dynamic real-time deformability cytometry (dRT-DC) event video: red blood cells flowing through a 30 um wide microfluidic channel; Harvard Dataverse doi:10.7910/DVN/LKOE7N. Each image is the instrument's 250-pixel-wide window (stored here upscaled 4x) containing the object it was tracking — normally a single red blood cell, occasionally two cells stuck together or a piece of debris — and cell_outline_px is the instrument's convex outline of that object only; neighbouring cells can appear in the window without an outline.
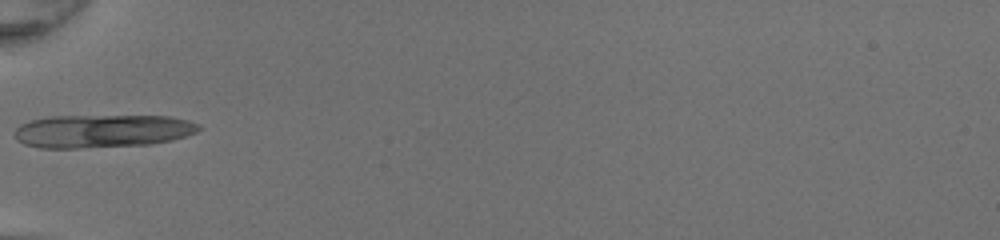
{"species": "common noctule bat (a hibernating species)", "species_latin": "Nyctalus noctula", "temperature_condition": "room temperature", "stored_images_in_passage": 30, "camera_frame_rate_fps": 3000, "um_per_image_px": 0.085, "animal": {"sex": "female", "body_mass_g": 20.0, "forearm_length_mm": 54.0}, "frame": {"image": 1, "passage_image": 1, "time_ms": 0.0, "image_size_px": [1000, 240], "cell_outline_px": [[200, 128], [196, 132], [172, 140], [152, 144], [80, 148], [40, 148], [24, 144], [16, 140], [12, 132], [20, 124], [28, 120], [48, 116], [168, 116], [188, 120], [200, 124]], "centroid_in_image_um": [8.63, 11.14], "position_along_channel_um": 76.4, "area_um2": 35.89}}
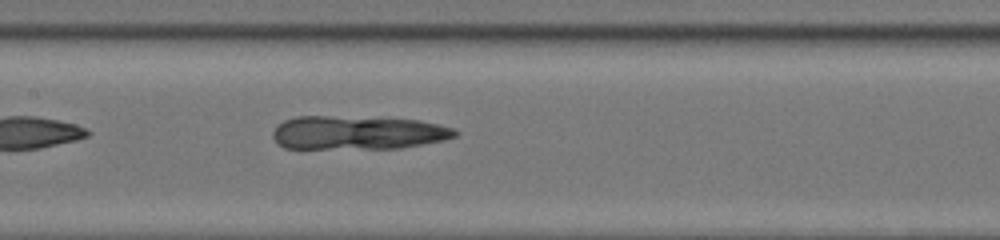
{"frame": {"image": 2, "passage_image": 8, "time_ms": 2.333, "image_size_px": [1000, 240], "cell_outline_px": [[460, 132], [456, 136], [444, 140], [400, 148], [284, 148], [276, 144], [272, 136], [272, 132], [284, 120], [296, 116], [328, 116], [420, 120], [452, 128]], "centroid_in_image_um": [30.38, 11.28], "position_along_channel_um": 177.0, "area_um2": 35.55}}
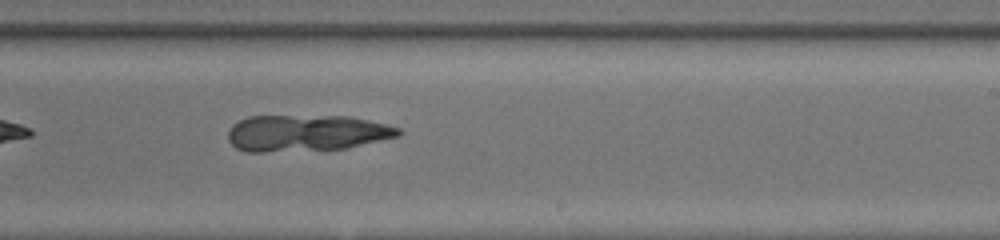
{"frame": {"image": 3, "passage_image": 14, "time_ms": 4.333, "image_size_px": [1000, 240], "cell_outline_px": [[404, 132], [400, 136], [348, 148], [264, 152], [248, 152], [236, 148], [228, 140], [228, 132], [232, 124], [248, 116], [348, 116], [368, 120], [400, 128]], "centroid_in_image_um": [26.05, 11.31], "position_along_channel_um": 263.0, "area_um2": 36.3}}